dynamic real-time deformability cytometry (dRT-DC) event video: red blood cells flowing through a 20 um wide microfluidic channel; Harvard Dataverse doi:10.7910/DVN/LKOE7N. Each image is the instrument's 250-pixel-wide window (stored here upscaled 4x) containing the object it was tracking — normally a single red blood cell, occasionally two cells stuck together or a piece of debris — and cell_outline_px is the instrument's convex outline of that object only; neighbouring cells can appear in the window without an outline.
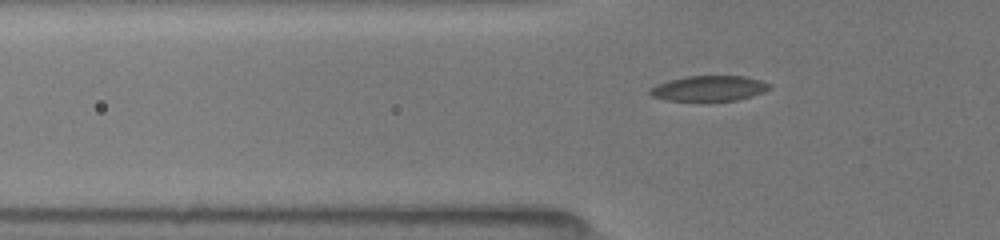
{"species": "common noctule bat (a hibernating species)", "species_latin": "Nyctalus noctula", "temperature_condition": "room temperature", "stored_images_in_passage": 4, "camera_frame_rate_fps": 3000, "um_per_image_px": 0.085, "animal": {"sex": "female", "body_mass_g": 19.5, "forearm_length_mm": 54.1}, "frame": {"image": 1, "passage_image": 4, "time_ms": 3.0, "image_size_px": [1000, 240], "cell_outline_px": [[772, 88], [764, 92], [752, 96], [736, 100], [668, 100], [652, 96], [648, 92], [648, 88], [656, 84], [668, 80], [688, 76], [744, 76], [760, 80], [772, 84]], "centroid_in_image_um": [60.28, 7.5], "position_along_channel_um": 65.5, "area_um2": 17.63}}